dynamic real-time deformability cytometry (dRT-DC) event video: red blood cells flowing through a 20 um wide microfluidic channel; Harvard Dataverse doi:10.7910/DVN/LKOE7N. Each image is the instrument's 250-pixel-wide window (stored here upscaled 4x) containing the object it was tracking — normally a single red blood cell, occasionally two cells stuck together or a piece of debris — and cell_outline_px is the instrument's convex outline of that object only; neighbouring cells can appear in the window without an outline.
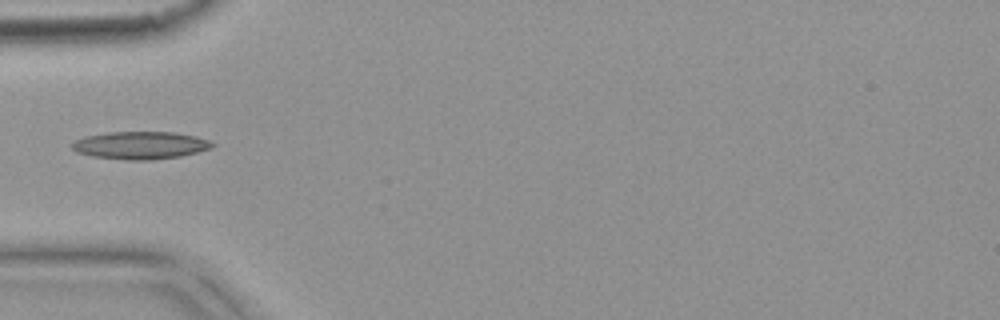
{"species": "common noctule bat (a hibernating species)", "species_latin": "Nyctalus noctula", "temperature_condition": "warm", "stored_images_in_passage": 3, "camera_frame_rate_fps": 3000, "um_per_image_px": 0.085, "animal": {"sex": "female", "body_mass_g": 18.4}, "frame": {"image": 1, "passage_image": 2, "time_ms": 0.333, "image_size_px": [1000, 320], "cell_outline_px": [[216, 144], [212, 148], [180, 156], [152, 160], [124, 160], [92, 156], [76, 152], [68, 144], [76, 140], [88, 136], [112, 132], [172, 132], [196, 136], [208, 140]], "centroid_in_image_um": [11.93, 12.36], "position_along_channel_um": 73.1, "area_um2": 22.54}}
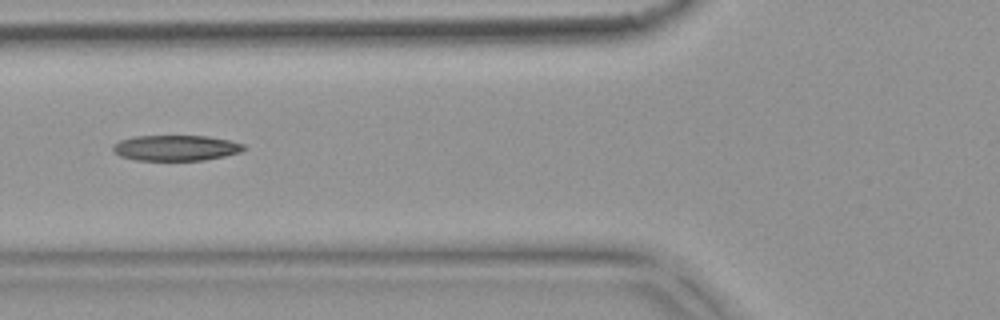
{"frame": {"image": 2, "passage_image": 3, "time_ms": 0.667, "image_size_px": [1000, 320], "cell_outline_px": [[248, 148], [240, 152], [224, 156], [204, 160], [136, 160], [120, 156], [112, 152], [112, 144], [120, 140], [132, 136], [208, 136], [228, 140], [244, 144]], "centroid_in_image_um": [14.92, 12.57], "position_along_channel_um": 110.9, "area_um2": 19.65}}